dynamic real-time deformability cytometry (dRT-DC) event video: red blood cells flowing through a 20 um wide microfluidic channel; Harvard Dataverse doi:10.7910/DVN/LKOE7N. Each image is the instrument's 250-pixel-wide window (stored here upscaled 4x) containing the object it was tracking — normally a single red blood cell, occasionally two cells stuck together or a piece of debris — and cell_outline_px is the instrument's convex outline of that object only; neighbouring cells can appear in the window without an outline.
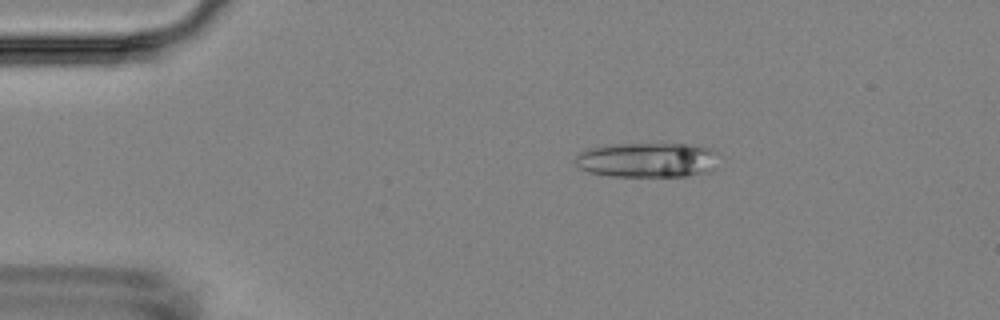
{"species": "Egyptian fruit bat (a non-hibernating species)", "species_latin": "Rousettus aegyptiacus", "temperature_condition": "room temperature", "stored_images_in_passage": 5, "camera_frame_rate_fps": 3000, "um_per_image_px": 0.085, "animal": {"sex": "female"}, "frame": {"image": 1, "passage_image": 1, "time_ms": 0.0, "image_size_px": [1000, 320], "cell_outline_px": [[720, 152], [716, 168], [712, 172], [684, 176], [612, 176], [588, 172], [580, 168], [576, 164], [576, 156], [580, 152], [588, 148], [612, 144], [688, 144], [708, 148]], "centroid_in_image_um": [55.09, 13.6], "position_along_channel_um": 29.9, "area_um2": 29.48}}